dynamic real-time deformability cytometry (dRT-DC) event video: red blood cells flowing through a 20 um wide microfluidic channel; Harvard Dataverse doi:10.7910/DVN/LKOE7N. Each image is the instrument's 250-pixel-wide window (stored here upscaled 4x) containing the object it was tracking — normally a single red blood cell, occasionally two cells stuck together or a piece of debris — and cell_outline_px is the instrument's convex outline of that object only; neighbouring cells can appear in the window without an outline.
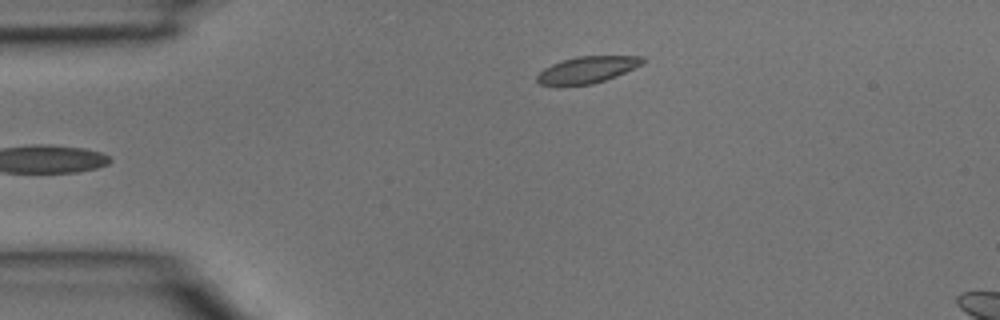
{"species": "common noctule bat (a hibernating species)", "species_latin": "Nyctalus noctula", "temperature_condition": "room temperature", "stored_images_in_passage": 6, "camera_frame_rate_fps": 3000, "um_per_image_px": 0.085, "animal": {"sex": "male", "body_mass_g": 15.6}, "frame": {"image": 1, "passage_image": 6, "time_ms": 1.667, "image_size_px": [1000, 320], "cell_outline_px": [[648, 60], [616, 76], [592, 84], [556, 88], [540, 84], [536, 80], [536, 76], [544, 68], [560, 60], [580, 56], [644, 56]], "centroid_in_image_um": [49.83, 5.96], "position_along_channel_um": 35.2, "area_um2": 16.76}}